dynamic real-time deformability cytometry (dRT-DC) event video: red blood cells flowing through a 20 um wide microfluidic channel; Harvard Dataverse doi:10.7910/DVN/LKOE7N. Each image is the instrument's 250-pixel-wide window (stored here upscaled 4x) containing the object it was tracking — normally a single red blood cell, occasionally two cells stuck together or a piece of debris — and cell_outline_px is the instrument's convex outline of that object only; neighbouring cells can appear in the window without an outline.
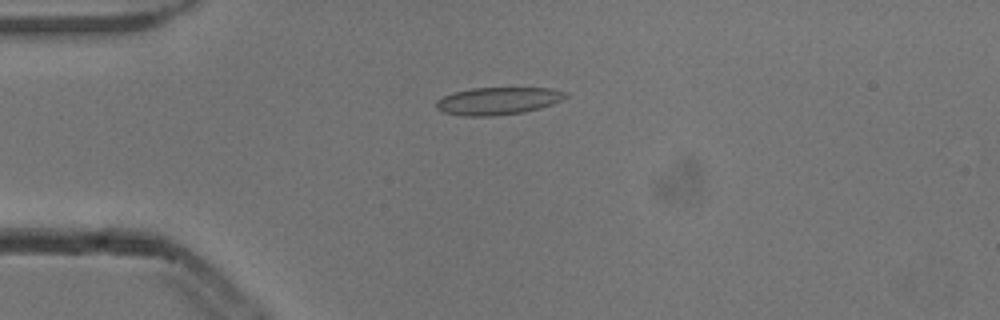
{"species": "common noctule bat (a hibernating species)", "species_latin": "Nyctalus noctula", "temperature_condition": "cold", "stored_images_in_passage": 5, "camera_frame_rate_fps": 3000, "um_per_image_px": 0.085, "animal": {"sex": "male", "body_mass_g": 13.3}, "frame": {"image": 1, "passage_image": 3, "time_ms": 0.667, "image_size_px": [1000, 320], "cell_outline_px": [[568, 96], [552, 104], [540, 108], [524, 112], [496, 116], [464, 116], [444, 112], [436, 108], [436, 100], [452, 92], [472, 88], [552, 88], [568, 92]], "centroid_in_image_um": [42.33, 8.58], "position_along_channel_um": 42.7, "area_um2": 20.81}}
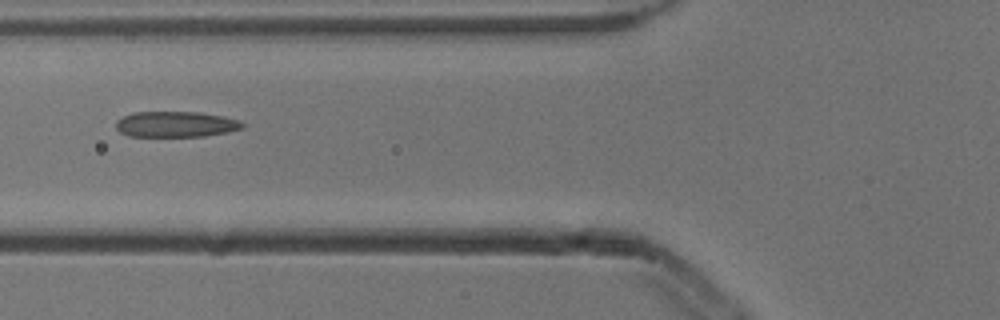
{"frame": {"image": 2, "passage_image": 5, "time_ms": 1.333, "image_size_px": [1000, 320], "cell_outline_px": [[244, 128], [228, 132], [204, 136], [128, 136], [120, 132], [116, 128], [116, 120], [132, 112], [196, 112], [220, 116], [240, 120], [244, 124]], "centroid_in_image_um": [14.93, 10.56], "position_along_channel_um": 110.9, "area_um2": 18.9}}